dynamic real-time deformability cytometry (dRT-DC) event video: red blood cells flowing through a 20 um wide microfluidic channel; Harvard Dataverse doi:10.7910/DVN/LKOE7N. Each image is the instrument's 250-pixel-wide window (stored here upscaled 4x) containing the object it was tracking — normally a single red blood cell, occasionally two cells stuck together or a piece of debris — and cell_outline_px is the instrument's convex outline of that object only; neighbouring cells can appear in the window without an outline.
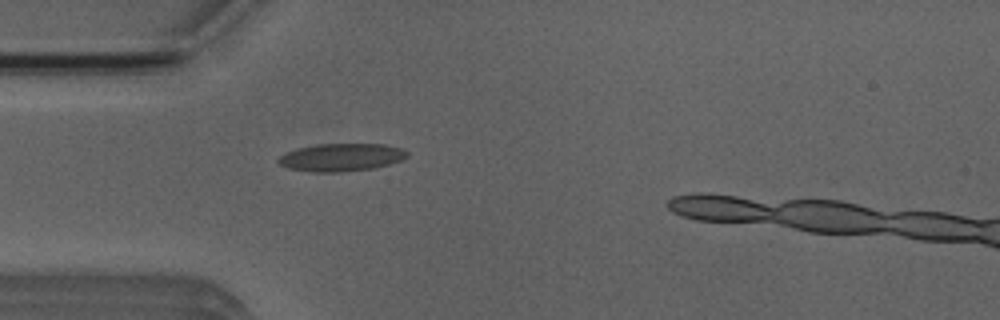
{"species": "Egyptian fruit bat (a non-hibernating species)", "species_latin": "Rousettus aegyptiacus", "temperature_condition": "room temperature", "stored_images_in_passage": 3, "camera_frame_rate_fps": 3000, "um_per_image_px": 0.085, "animal": {"sex": "male"}, "frame": {"image": 1, "passage_image": 3, "time_ms": 3.333, "image_size_px": [1000, 320], "cell_outline_px": [[408, 156], [400, 160], [388, 164], [372, 168], [340, 172], [312, 172], [288, 168], [280, 164], [276, 160], [280, 156], [288, 152], [300, 148], [316, 144], [384, 144], [404, 148], [408, 152]], "centroid_in_image_um": [29.03, 13.37], "position_along_channel_um": 56.0, "area_um2": 20.69}}